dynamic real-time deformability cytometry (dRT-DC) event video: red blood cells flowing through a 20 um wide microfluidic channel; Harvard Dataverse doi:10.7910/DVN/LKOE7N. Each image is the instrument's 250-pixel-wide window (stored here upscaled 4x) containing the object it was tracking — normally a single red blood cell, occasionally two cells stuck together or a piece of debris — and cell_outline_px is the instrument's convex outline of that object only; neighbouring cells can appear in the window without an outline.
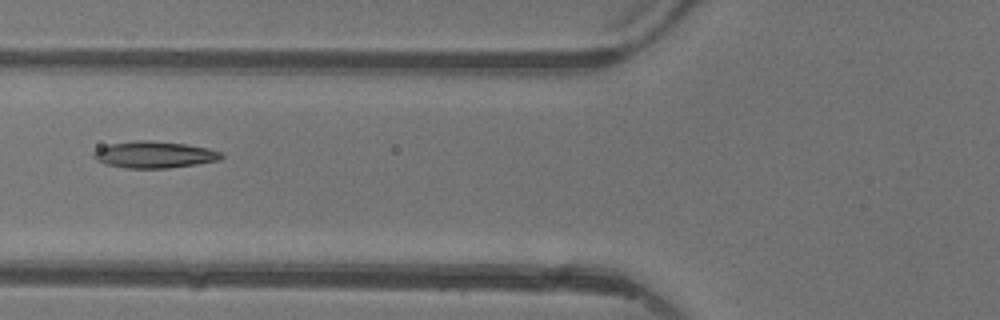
{"species": "common noctule bat (a hibernating species)", "species_latin": "Nyctalus noctula", "temperature_condition": "warm", "stored_images_in_passage": 6, "camera_frame_rate_fps": 3000, "um_per_image_px": 0.085, "animal": {"sex": "female"}, "frame": {"image": 1, "passage_image": 6, "time_ms": 7.0, "image_size_px": [1000, 320], "cell_outline_px": [[224, 156], [220, 160], [196, 164], [168, 168], [124, 168], [104, 164], [96, 160], [92, 156], [92, 152], [108, 144], [140, 140], [152, 140], [184, 144], [208, 148], [224, 152]], "centroid_in_image_um": [13.12, 13.15], "position_along_channel_um": 112.7, "area_um2": 20.0}}